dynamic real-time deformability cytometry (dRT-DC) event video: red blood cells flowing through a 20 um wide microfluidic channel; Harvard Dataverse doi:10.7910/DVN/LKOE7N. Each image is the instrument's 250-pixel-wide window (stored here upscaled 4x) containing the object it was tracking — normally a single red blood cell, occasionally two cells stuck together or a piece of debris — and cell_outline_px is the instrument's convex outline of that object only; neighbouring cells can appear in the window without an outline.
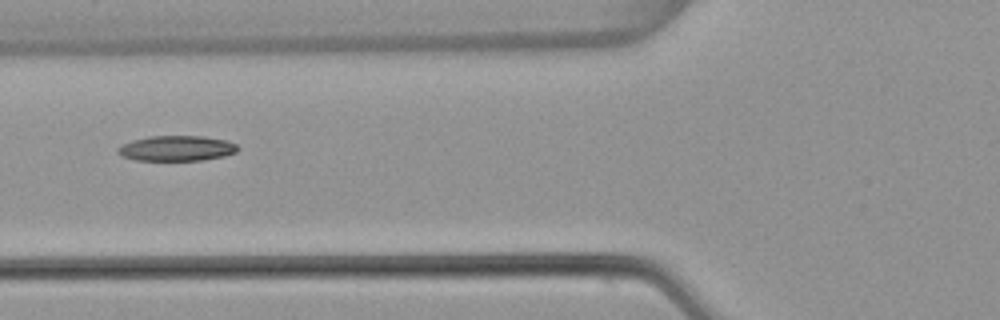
{"species": "common noctule bat (a hibernating species)", "species_latin": "Nyctalus noctula", "temperature_condition": "warm", "stored_images_in_passage": 7, "camera_frame_rate_fps": 3000, "um_per_image_px": 0.085, "animal": {"sex": "female", "body_mass_g": 22.7, "forearm_length_mm": 54.2}, "frame": {"image": 1, "passage_image": 5, "time_ms": 1.333, "image_size_px": [1000, 320], "cell_outline_px": [[240, 148], [236, 152], [224, 156], [204, 160], [136, 160], [124, 156], [116, 152], [116, 148], [120, 144], [132, 140], [148, 136], [204, 136], [228, 140], [236, 144]], "centroid_in_image_um": [15.02, 12.6], "position_along_channel_um": 110.8, "area_um2": 17.86}}
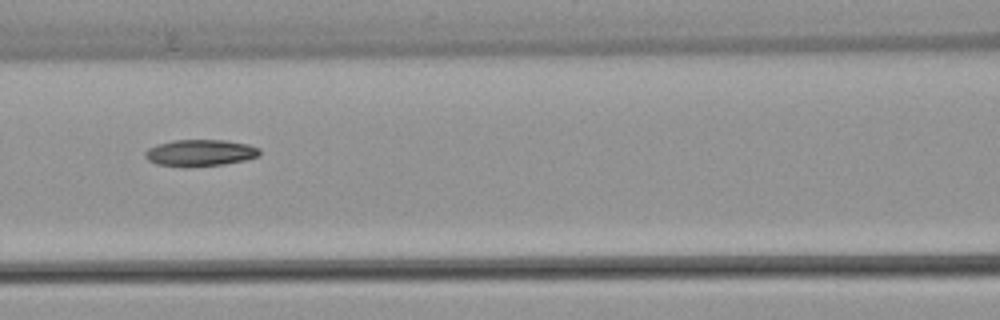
{"frame": {"image": 2, "passage_image": 6, "time_ms": 1.667, "image_size_px": [1000, 320], "cell_outline_px": [[260, 156], [244, 160], [224, 164], [156, 164], [148, 160], [144, 156], [144, 152], [148, 148], [156, 144], [172, 140], [224, 140], [248, 144], [260, 148]], "centroid_in_image_um": [17.03, 12.94], "position_along_channel_um": 149.6, "area_um2": 17.11}}